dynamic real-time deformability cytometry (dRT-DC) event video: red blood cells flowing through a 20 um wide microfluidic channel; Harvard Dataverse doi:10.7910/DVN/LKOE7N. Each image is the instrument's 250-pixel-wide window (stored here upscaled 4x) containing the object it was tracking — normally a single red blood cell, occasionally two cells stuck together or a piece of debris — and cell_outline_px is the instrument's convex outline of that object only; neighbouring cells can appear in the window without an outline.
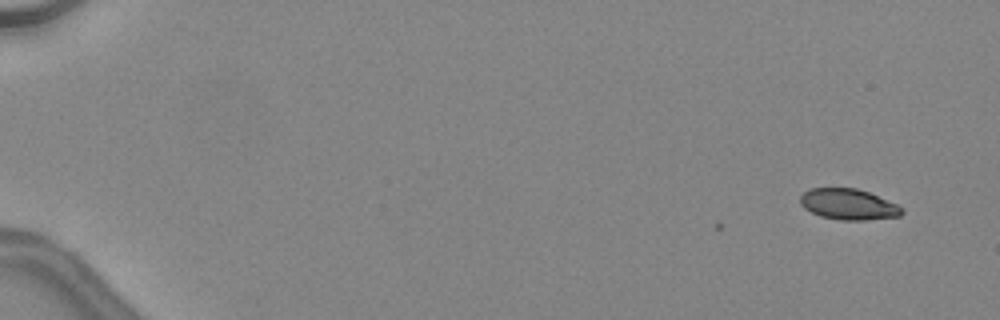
{"species": "common noctule bat (a hibernating species)", "species_latin": "Nyctalus noctula", "temperature_condition": "warm", "stored_images_in_passage": 6, "camera_frame_rate_fps": 3000, "um_per_image_px": 0.085, "animal": {"sex": "female", "body_mass_g": 24.6, "forearm_length_mm": 56.2}, "frame": {"image": 1, "passage_image": 2, "time_ms": 0.333, "image_size_px": [1000, 320], "cell_outline_px": [[904, 212], [900, 216], [864, 220], [840, 220], [820, 216], [804, 208], [800, 204], [800, 196], [808, 188], [856, 188], [868, 192], [896, 204], [904, 208]], "centroid_in_image_um": [72.1, 17.37], "position_along_channel_um": 12.9, "area_um2": 18.26}}